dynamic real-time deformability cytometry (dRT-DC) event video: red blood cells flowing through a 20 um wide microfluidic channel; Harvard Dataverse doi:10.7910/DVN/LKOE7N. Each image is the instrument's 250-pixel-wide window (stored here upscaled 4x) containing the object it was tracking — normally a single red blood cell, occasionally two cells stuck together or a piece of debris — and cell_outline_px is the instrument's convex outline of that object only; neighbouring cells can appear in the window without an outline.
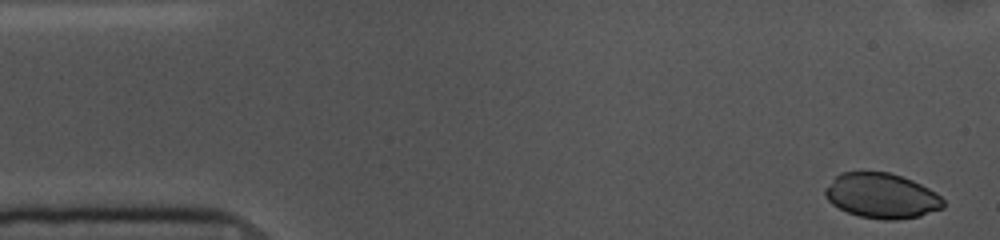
{"species": "common noctule bat (a hibernating species)", "species_latin": "Nyctalus noctula", "temperature_condition": "cold", "stored_images_in_passage": 53, "camera_frame_rate_fps": 3000, "um_per_image_px": 0.085, "animal": {"sex": "female", "body_mass_g": 10.0, "forearm_length_mm": 53.1}, "frame": {"image": 1, "passage_image": 1, "time_ms": 0.0, "image_size_px": [1000, 240], "cell_outline_px": [[944, 208], [920, 216], [896, 220], [884, 220], [860, 216], [848, 212], [832, 204], [824, 196], [824, 188], [840, 172], [888, 172], [912, 180], [936, 192], [944, 200]], "centroid_in_image_um": [74.94, 16.64], "position_along_channel_um": 10.1, "area_um2": 31.04}}
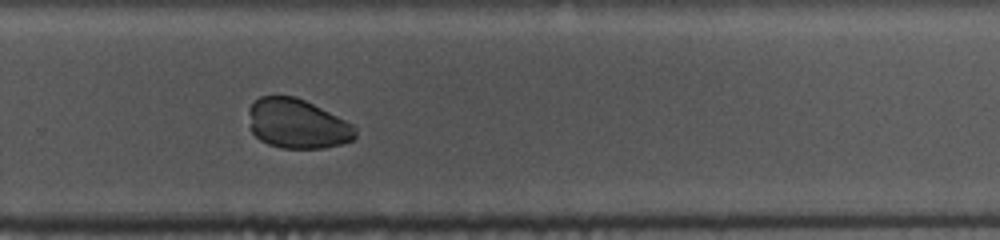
{"frame": {"image": 2, "passage_image": 34, "time_ms": 11.0, "image_size_px": [1000, 240], "cell_outline_px": [[356, 136], [352, 140], [340, 144], [324, 148], [280, 148], [268, 144], [260, 140], [252, 132], [248, 112], [248, 108], [260, 96], [296, 96], [352, 124], [356, 128]], "centroid_in_image_um": [25.25, 10.53], "position_along_channel_um": 304.6, "area_um2": 30.52}}
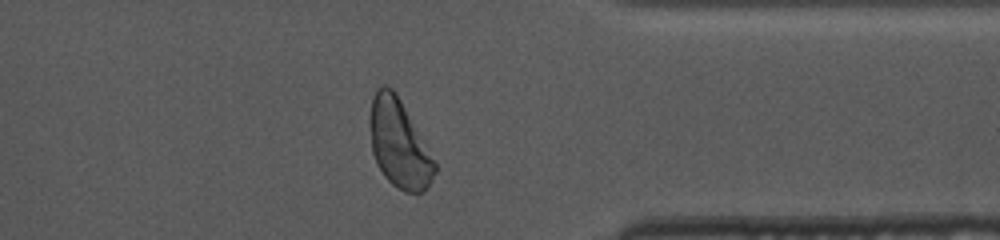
{"frame": {"image": 3, "passage_image": 41, "time_ms": 13.333, "image_size_px": [1000, 240], "cell_outline_px": [[436, 172], [432, 180], [424, 192], [404, 192], [396, 188], [384, 176], [372, 152], [368, 120], [372, 96], [376, 88], [384, 84], [392, 88], [396, 92], [436, 164]], "centroid_in_image_um": [33.88, 12.2], "position_along_channel_um": 377.5, "area_um2": 33.18}}